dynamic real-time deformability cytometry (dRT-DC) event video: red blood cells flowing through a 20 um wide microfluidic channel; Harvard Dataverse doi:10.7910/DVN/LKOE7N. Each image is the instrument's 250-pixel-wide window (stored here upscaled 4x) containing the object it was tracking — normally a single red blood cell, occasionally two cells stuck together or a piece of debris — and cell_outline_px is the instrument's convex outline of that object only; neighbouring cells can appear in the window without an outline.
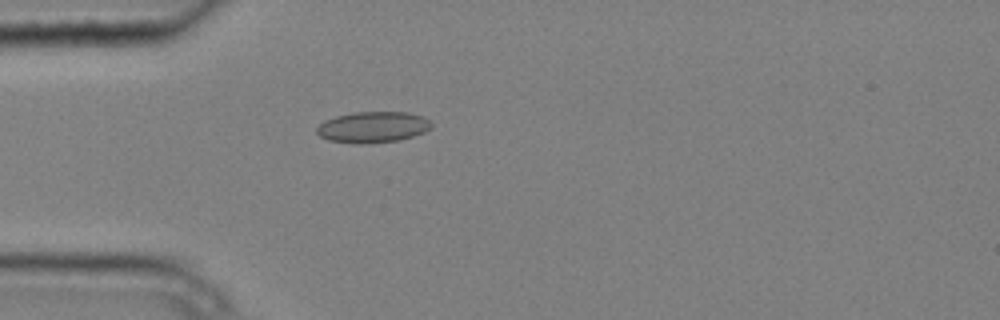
{"species": "common noctule bat (a hibernating species)", "species_latin": "Nyctalus noctula", "temperature_condition": "cold", "stored_images_in_passage": 4, "camera_frame_rate_fps": 3000, "um_per_image_px": 0.085, "animal": {"sex": "male", "body_mass_g": 20.4}, "frame": {"image": 1, "passage_image": 4, "time_ms": 1.0, "image_size_px": [1000, 320], "cell_outline_px": [[432, 128], [424, 132], [400, 140], [360, 144], [356, 144], [328, 140], [320, 136], [316, 132], [316, 128], [324, 120], [336, 116], [352, 112], [408, 112], [424, 116], [432, 124]], "centroid_in_image_um": [31.69, 10.8], "position_along_channel_um": 53.3, "area_um2": 20.87}}